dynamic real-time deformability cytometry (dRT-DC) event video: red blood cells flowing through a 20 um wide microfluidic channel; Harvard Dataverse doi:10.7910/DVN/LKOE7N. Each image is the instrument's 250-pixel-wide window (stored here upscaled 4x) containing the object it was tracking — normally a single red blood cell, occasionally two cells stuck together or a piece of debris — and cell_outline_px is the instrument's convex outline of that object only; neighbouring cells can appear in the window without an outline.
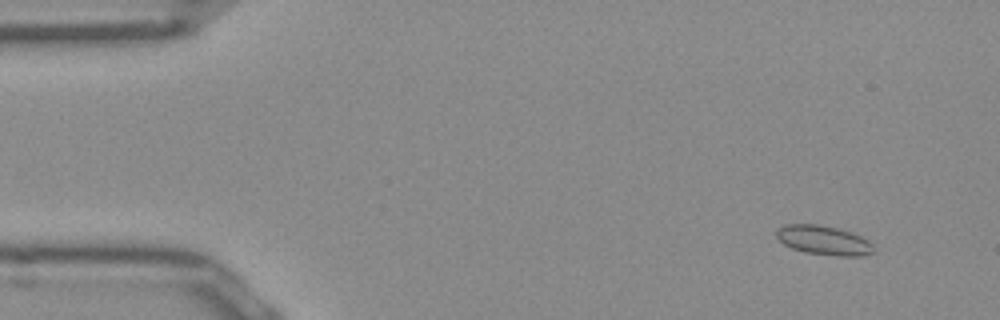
{"species": "Egyptian fruit bat (a non-hibernating species)", "species_latin": "Rousettus aegyptiacus", "temperature_condition": "room temperature", "stored_images_in_passage": 52, "camera_frame_rate_fps": 3000, "um_per_image_px": 0.085, "frame": {"image": 1, "passage_image": 5, "time_ms": 1.333, "image_size_px": [1000, 320], "cell_outline_px": [[872, 252], [864, 256], [840, 256], [804, 252], [792, 248], [784, 244], [776, 236], [776, 232], [784, 224], [816, 224], [836, 228], [852, 232], [868, 240], [872, 244]], "centroid_in_image_um": [70.01, 20.42], "position_along_channel_um": 15.0, "area_um2": 16.42}}
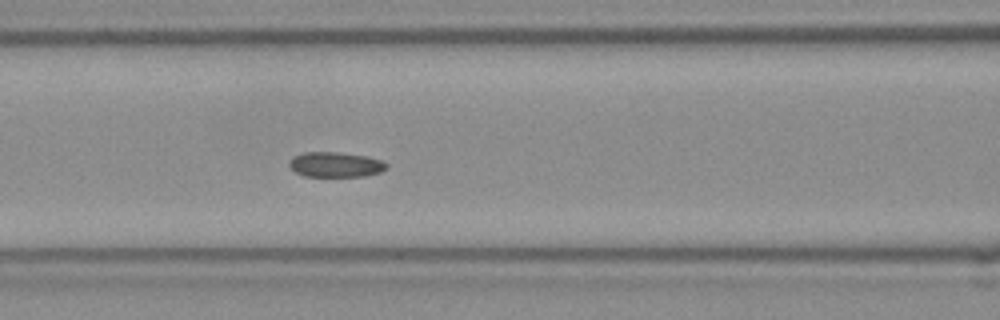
{"frame": {"image": 2, "passage_image": 22, "time_ms": 7.0, "image_size_px": [1000, 320], "cell_outline_px": [[388, 168], [380, 172], [364, 176], [304, 176], [296, 172], [288, 164], [292, 156], [304, 152], [336, 152], [368, 156], [380, 160], [388, 164]], "centroid_in_image_um": [28.52, 13.98], "position_along_channel_um": 138.1, "area_um2": 14.22}}
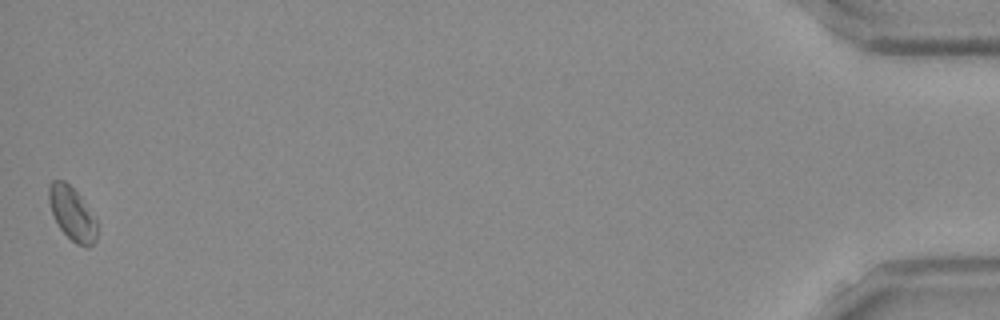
{"frame": {"image": 3, "passage_image": 52, "time_ms": 17.0, "image_size_px": [1000, 320], "cell_outline_px": [[96, 240], [88, 248], [76, 244], [60, 228], [52, 212], [48, 200], [48, 188], [52, 180], [64, 180], [80, 196], [96, 216]], "centroid_in_image_um": [6.14, 18.15], "position_along_channel_um": 429.1, "area_um2": 14.91}, "authors_computed_cell_mechanics": {"area_um2": 14.6523, "velocity_mm_per_s": 3.914, "shape_relaxation_time_tau1_ms": null, "shape_relaxation_time_tau2_ms": 1.2852, "deformation_change_tau1": null, "deformation_change_tau2": 0.0296}}